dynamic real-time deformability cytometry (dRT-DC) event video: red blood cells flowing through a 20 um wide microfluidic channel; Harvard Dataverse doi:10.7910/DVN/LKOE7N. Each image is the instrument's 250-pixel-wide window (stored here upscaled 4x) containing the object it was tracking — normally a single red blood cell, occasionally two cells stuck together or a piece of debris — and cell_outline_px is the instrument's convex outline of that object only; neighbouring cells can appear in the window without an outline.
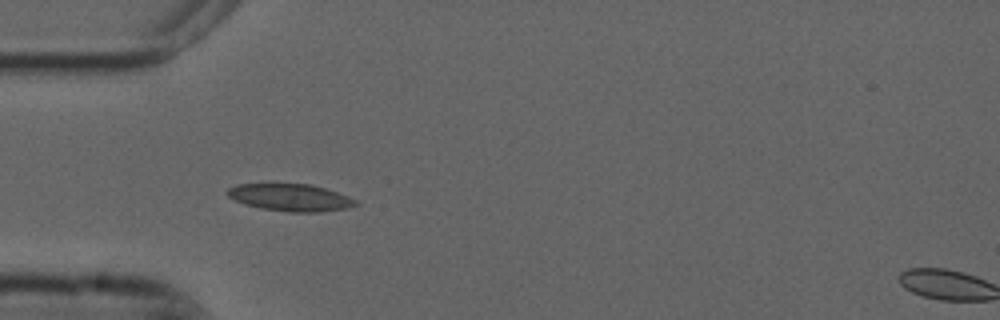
{"species": "common noctule bat (a hibernating species)", "species_latin": "Nyctalus noctula", "temperature_condition": "cold", "stored_images_in_passage": 5, "camera_frame_rate_fps": 3000, "um_per_image_px": 0.085, "animal": {"sex": "male", "forearm_length_mm": 52.5}, "frame": {"image": 1, "passage_image": 5, "time_ms": 1.333, "image_size_px": [1000, 320], "cell_outline_px": [[360, 204], [348, 208], [320, 212], [288, 212], [260, 208], [244, 204], [228, 196], [224, 192], [228, 188], [236, 184], [276, 180], [312, 184], [348, 196], [356, 200]], "centroid_in_image_um": [24.61, 16.73], "position_along_channel_um": 60.4, "area_um2": 21.5}}